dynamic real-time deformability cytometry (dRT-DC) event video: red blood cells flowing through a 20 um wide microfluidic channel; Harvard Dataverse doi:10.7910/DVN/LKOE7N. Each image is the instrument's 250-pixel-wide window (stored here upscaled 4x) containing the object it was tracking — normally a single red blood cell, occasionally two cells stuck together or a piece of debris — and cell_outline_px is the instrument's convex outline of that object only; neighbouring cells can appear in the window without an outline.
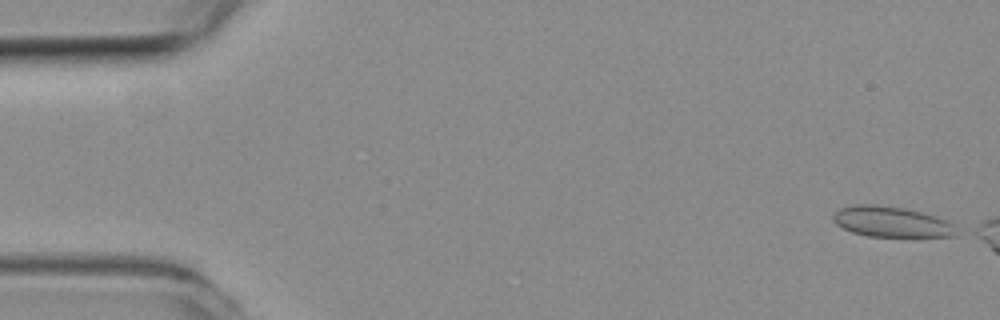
{"species": "common noctule bat (a hibernating species)", "species_latin": "Nyctalus noctula", "temperature_condition": "room temperature", "stored_images_in_passage": 14, "camera_frame_rate_fps": 3000, "um_per_image_px": 0.085, "animal": {"sex": "female", "body_mass_g": 19.3, "forearm_length_mm": 54.1}, "frame": {"image": 1, "passage_image": 1, "time_ms": 0.0, "image_size_px": [1000, 320], "cell_outline_px": [[960, 232], [956, 236], [868, 236], [852, 232], [836, 224], [832, 220], [832, 216], [840, 208], [856, 204], [876, 204], [904, 208], [924, 212], [948, 220]], "centroid_in_image_um": [75.8, 18.84], "position_along_channel_um": 9.2, "area_um2": 22.02}}